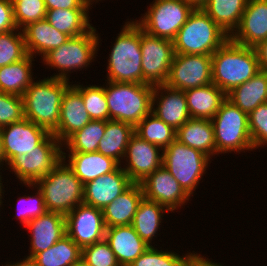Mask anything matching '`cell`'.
<instances>
[{"mask_svg": "<svg viewBox=\"0 0 267 266\" xmlns=\"http://www.w3.org/2000/svg\"><path fill=\"white\" fill-rule=\"evenodd\" d=\"M211 59L212 83L226 95L260 71L255 49L230 38L213 52Z\"/></svg>", "mask_w": 267, "mask_h": 266, "instance_id": "6da1fadb", "label": "cell"}, {"mask_svg": "<svg viewBox=\"0 0 267 266\" xmlns=\"http://www.w3.org/2000/svg\"><path fill=\"white\" fill-rule=\"evenodd\" d=\"M113 44L107 59L106 80L143 84L141 27L134 19L126 20Z\"/></svg>", "mask_w": 267, "mask_h": 266, "instance_id": "7a4b0ae2", "label": "cell"}, {"mask_svg": "<svg viewBox=\"0 0 267 266\" xmlns=\"http://www.w3.org/2000/svg\"><path fill=\"white\" fill-rule=\"evenodd\" d=\"M71 84L52 77L34 80L22 96L25 119L53 133L58 127L62 97Z\"/></svg>", "mask_w": 267, "mask_h": 266, "instance_id": "3957f363", "label": "cell"}, {"mask_svg": "<svg viewBox=\"0 0 267 266\" xmlns=\"http://www.w3.org/2000/svg\"><path fill=\"white\" fill-rule=\"evenodd\" d=\"M97 33V28L93 26L88 32L70 37L64 44L46 53L41 58L42 63L46 68L58 71L50 77L70 81L69 74L87 69L95 62L102 44Z\"/></svg>", "mask_w": 267, "mask_h": 266, "instance_id": "277c9868", "label": "cell"}, {"mask_svg": "<svg viewBox=\"0 0 267 266\" xmlns=\"http://www.w3.org/2000/svg\"><path fill=\"white\" fill-rule=\"evenodd\" d=\"M105 81L109 120L122 121L135 127L151 113L154 86Z\"/></svg>", "mask_w": 267, "mask_h": 266, "instance_id": "5b68a950", "label": "cell"}, {"mask_svg": "<svg viewBox=\"0 0 267 266\" xmlns=\"http://www.w3.org/2000/svg\"><path fill=\"white\" fill-rule=\"evenodd\" d=\"M229 38L201 8H194L173 40L174 54L212 55Z\"/></svg>", "mask_w": 267, "mask_h": 266, "instance_id": "8992f818", "label": "cell"}, {"mask_svg": "<svg viewBox=\"0 0 267 266\" xmlns=\"http://www.w3.org/2000/svg\"><path fill=\"white\" fill-rule=\"evenodd\" d=\"M34 185L41 191L47 211L66 216L83 203L84 184L63 159Z\"/></svg>", "mask_w": 267, "mask_h": 266, "instance_id": "52a82bcc", "label": "cell"}, {"mask_svg": "<svg viewBox=\"0 0 267 266\" xmlns=\"http://www.w3.org/2000/svg\"><path fill=\"white\" fill-rule=\"evenodd\" d=\"M216 144V156L254 151L248 126V114L226 99L211 119ZM248 150V151H247Z\"/></svg>", "mask_w": 267, "mask_h": 266, "instance_id": "ba28073f", "label": "cell"}, {"mask_svg": "<svg viewBox=\"0 0 267 266\" xmlns=\"http://www.w3.org/2000/svg\"><path fill=\"white\" fill-rule=\"evenodd\" d=\"M162 153V166L179 182L183 190L193 197L200 180L214 160L201 151L180 143L177 139L163 149Z\"/></svg>", "mask_w": 267, "mask_h": 266, "instance_id": "9c48e42d", "label": "cell"}, {"mask_svg": "<svg viewBox=\"0 0 267 266\" xmlns=\"http://www.w3.org/2000/svg\"><path fill=\"white\" fill-rule=\"evenodd\" d=\"M63 159V144L50 133L28 154L14 156L6 168L21 184H34L52 171Z\"/></svg>", "mask_w": 267, "mask_h": 266, "instance_id": "30bf717a", "label": "cell"}, {"mask_svg": "<svg viewBox=\"0 0 267 266\" xmlns=\"http://www.w3.org/2000/svg\"><path fill=\"white\" fill-rule=\"evenodd\" d=\"M135 22L150 35L174 40L194 7L185 0H153Z\"/></svg>", "mask_w": 267, "mask_h": 266, "instance_id": "8fae6325", "label": "cell"}, {"mask_svg": "<svg viewBox=\"0 0 267 266\" xmlns=\"http://www.w3.org/2000/svg\"><path fill=\"white\" fill-rule=\"evenodd\" d=\"M141 53L143 84H165L174 56L173 41L150 35L141 28Z\"/></svg>", "mask_w": 267, "mask_h": 266, "instance_id": "7c38bea8", "label": "cell"}, {"mask_svg": "<svg viewBox=\"0 0 267 266\" xmlns=\"http://www.w3.org/2000/svg\"><path fill=\"white\" fill-rule=\"evenodd\" d=\"M211 83V55L174 54L167 86L185 91Z\"/></svg>", "mask_w": 267, "mask_h": 266, "instance_id": "4fadbf2b", "label": "cell"}, {"mask_svg": "<svg viewBox=\"0 0 267 266\" xmlns=\"http://www.w3.org/2000/svg\"><path fill=\"white\" fill-rule=\"evenodd\" d=\"M66 235L81 249L105 239L103 211L81 203L65 216Z\"/></svg>", "mask_w": 267, "mask_h": 266, "instance_id": "5bb4252c", "label": "cell"}, {"mask_svg": "<svg viewBox=\"0 0 267 266\" xmlns=\"http://www.w3.org/2000/svg\"><path fill=\"white\" fill-rule=\"evenodd\" d=\"M162 152L160 147L141 139L134 133L129 139L124 161L120 165L132 183L140 184L162 166Z\"/></svg>", "mask_w": 267, "mask_h": 266, "instance_id": "9a60e30c", "label": "cell"}, {"mask_svg": "<svg viewBox=\"0 0 267 266\" xmlns=\"http://www.w3.org/2000/svg\"><path fill=\"white\" fill-rule=\"evenodd\" d=\"M140 184L145 199L165 206L171 213L192 200L164 166L156 169Z\"/></svg>", "mask_w": 267, "mask_h": 266, "instance_id": "2e32d148", "label": "cell"}, {"mask_svg": "<svg viewBox=\"0 0 267 266\" xmlns=\"http://www.w3.org/2000/svg\"><path fill=\"white\" fill-rule=\"evenodd\" d=\"M5 160L8 163L14 156L28 154L50 133L28 119L0 128Z\"/></svg>", "mask_w": 267, "mask_h": 266, "instance_id": "e0dca14e", "label": "cell"}, {"mask_svg": "<svg viewBox=\"0 0 267 266\" xmlns=\"http://www.w3.org/2000/svg\"><path fill=\"white\" fill-rule=\"evenodd\" d=\"M90 121L82 99V84L72 81L62 97L58 127L52 134L63 144Z\"/></svg>", "mask_w": 267, "mask_h": 266, "instance_id": "ac0fdd59", "label": "cell"}, {"mask_svg": "<svg viewBox=\"0 0 267 266\" xmlns=\"http://www.w3.org/2000/svg\"><path fill=\"white\" fill-rule=\"evenodd\" d=\"M24 228L30 232V246L28 255L24 258L32 259L37 253L47 250L66 235L65 215L46 211L39 217L29 221Z\"/></svg>", "mask_w": 267, "mask_h": 266, "instance_id": "d6986e66", "label": "cell"}, {"mask_svg": "<svg viewBox=\"0 0 267 266\" xmlns=\"http://www.w3.org/2000/svg\"><path fill=\"white\" fill-rule=\"evenodd\" d=\"M151 113L175 130L191 118L185 92L166 84L154 86Z\"/></svg>", "mask_w": 267, "mask_h": 266, "instance_id": "ffe728a7", "label": "cell"}, {"mask_svg": "<svg viewBox=\"0 0 267 266\" xmlns=\"http://www.w3.org/2000/svg\"><path fill=\"white\" fill-rule=\"evenodd\" d=\"M131 184L132 181L120 165L115 171L84 184L83 203L103 210Z\"/></svg>", "mask_w": 267, "mask_h": 266, "instance_id": "44dd1931", "label": "cell"}, {"mask_svg": "<svg viewBox=\"0 0 267 266\" xmlns=\"http://www.w3.org/2000/svg\"><path fill=\"white\" fill-rule=\"evenodd\" d=\"M230 39L248 47L267 39V0H248L240 24Z\"/></svg>", "mask_w": 267, "mask_h": 266, "instance_id": "7402d4cb", "label": "cell"}, {"mask_svg": "<svg viewBox=\"0 0 267 266\" xmlns=\"http://www.w3.org/2000/svg\"><path fill=\"white\" fill-rule=\"evenodd\" d=\"M105 240L120 266H130L150 246L141 239L132 225L107 227Z\"/></svg>", "mask_w": 267, "mask_h": 266, "instance_id": "603a6c76", "label": "cell"}, {"mask_svg": "<svg viewBox=\"0 0 267 266\" xmlns=\"http://www.w3.org/2000/svg\"><path fill=\"white\" fill-rule=\"evenodd\" d=\"M63 160L83 183L115 171L120 164L99 152H63Z\"/></svg>", "mask_w": 267, "mask_h": 266, "instance_id": "cb8c5ba5", "label": "cell"}, {"mask_svg": "<svg viewBox=\"0 0 267 266\" xmlns=\"http://www.w3.org/2000/svg\"><path fill=\"white\" fill-rule=\"evenodd\" d=\"M143 198L144 194L141 184L132 183L102 210L105 227L132 224L134 215Z\"/></svg>", "mask_w": 267, "mask_h": 266, "instance_id": "d4e9b609", "label": "cell"}, {"mask_svg": "<svg viewBox=\"0 0 267 266\" xmlns=\"http://www.w3.org/2000/svg\"><path fill=\"white\" fill-rule=\"evenodd\" d=\"M27 53L36 58H41L50 50L64 44L70 37L56 30L46 19L34 22L23 30Z\"/></svg>", "mask_w": 267, "mask_h": 266, "instance_id": "484cf974", "label": "cell"}, {"mask_svg": "<svg viewBox=\"0 0 267 266\" xmlns=\"http://www.w3.org/2000/svg\"><path fill=\"white\" fill-rule=\"evenodd\" d=\"M184 92L191 118L211 120L227 99V95L213 83Z\"/></svg>", "mask_w": 267, "mask_h": 266, "instance_id": "4316f807", "label": "cell"}, {"mask_svg": "<svg viewBox=\"0 0 267 266\" xmlns=\"http://www.w3.org/2000/svg\"><path fill=\"white\" fill-rule=\"evenodd\" d=\"M176 139L201 151L210 159L216 156L214 129L209 119L190 118L176 130Z\"/></svg>", "mask_w": 267, "mask_h": 266, "instance_id": "83f0119b", "label": "cell"}, {"mask_svg": "<svg viewBox=\"0 0 267 266\" xmlns=\"http://www.w3.org/2000/svg\"><path fill=\"white\" fill-rule=\"evenodd\" d=\"M171 213L165 206L147 200L145 198L140 202L137 212L132 221V227L136 233L144 240L149 246H153V240L158 236L160 227L164 223V214ZM155 237V238H154Z\"/></svg>", "mask_w": 267, "mask_h": 266, "instance_id": "f1b7e54d", "label": "cell"}, {"mask_svg": "<svg viewBox=\"0 0 267 266\" xmlns=\"http://www.w3.org/2000/svg\"><path fill=\"white\" fill-rule=\"evenodd\" d=\"M231 101L243 112L249 114L260 104L267 102V73L257 72L251 79L227 94Z\"/></svg>", "mask_w": 267, "mask_h": 266, "instance_id": "f546056e", "label": "cell"}, {"mask_svg": "<svg viewBox=\"0 0 267 266\" xmlns=\"http://www.w3.org/2000/svg\"><path fill=\"white\" fill-rule=\"evenodd\" d=\"M34 61V57L28 54L18 62L0 67V91L23 96L25 90L37 78L33 77Z\"/></svg>", "mask_w": 267, "mask_h": 266, "instance_id": "4dcf8cb0", "label": "cell"}, {"mask_svg": "<svg viewBox=\"0 0 267 266\" xmlns=\"http://www.w3.org/2000/svg\"><path fill=\"white\" fill-rule=\"evenodd\" d=\"M248 0H207L201 9L229 36L238 28Z\"/></svg>", "mask_w": 267, "mask_h": 266, "instance_id": "1f68e13d", "label": "cell"}, {"mask_svg": "<svg viewBox=\"0 0 267 266\" xmlns=\"http://www.w3.org/2000/svg\"><path fill=\"white\" fill-rule=\"evenodd\" d=\"M134 134V127L122 121H106L105 133L99 142L97 152L116 160L123 161L129 139Z\"/></svg>", "mask_w": 267, "mask_h": 266, "instance_id": "d6a6232c", "label": "cell"}, {"mask_svg": "<svg viewBox=\"0 0 267 266\" xmlns=\"http://www.w3.org/2000/svg\"><path fill=\"white\" fill-rule=\"evenodd\" d=\"M89 10L91 9H51L47 10L45 19L56 30L69 37L88 32L92 27Z\"/></svg>", "mask_w": 267, "mask_h": 266, "instance_id": "836d02e7", "label": "cell"}, {"mask_svg": "<svg viewBox=\"0 0 267 266\" xmlns=\"http://www.w3.org/2000/svg\"><path fill=\"white\" fill-rule=\"evenodd\" d=\"M82 249L67 235L31 260L37 266H75L81 261Z\"/></svg>", "mask_w": 267, "mask_h": 266, "instance_id": "e575fe53", "label": "cell"}, {"mask_svg": "<svg viewBox=\"0 0 267 266\" xmlns=\"http://www.w3.org/2000/svg\"><path fill=\"white\" fill-rule=\"evenodd\" d=\"M106 128V121L91 120L63 143V152H97Z\"/></svg>", "mask_w": 267, "mask_h": 266, "instance_id": "d590c367", "label": "cell"}, {"mask_svg": "<svg viewBox=\"0 0 267 266\" xmlns=\"http://www.w3.org/2000/svg\"><path fill=\"white\" fill-rule=\"evenodd\" d=\"M134 133L141 139L152 143L162 150L176 139V130L157 118L153 113L145 116L135 127Z\"/></svg>", "mask_w": 267, "mask_h": 266, "instance_id": "8d00e7d4", "label": "cell"}, {"mask_svg": "<svg viewBox=\"0 0 267 266\" xmlns=\"http://www.w3.org/2000/svg\"><path fill=\"white\" fill-rule=\"evenodd\" d=\"M160 248L159 250L155 245L150 246L130 266H189L199 254L193 250L181 256L173 250L162 251L164 249Z\"/></svg>", "mask_w": 267, "mask_h": 266, "instance_id": "74e56055", "label": "cell"}, {"mask_svg": "<svg viewBox=\"0 0 267 266\" xmlns=\"http://www.w3.org/2000/svg\"><path fill=\"white\" fill-rule=\"evenodd\" d=\"M19 30L0 32V67L18 62L28 55L23 31Z\"/></svg>", "mask_w": 267, "mask_h": 266, "instance_id": "f35d334b", "label": "cell"}, {"mask_svg": "<svg viewBox=\"0 0 267 266\" xmlns=\"http://www.w3.org/2000/svg\"><path fill=\"white\" fill-rule=\"evenodd\" d=\"M22 186H26L28 189L30 188L33 191L37 189L36 193H32L33 195H19L17 199L18 209L15 213L16 216H13L16 217L20 221L19 223H21V225L24 227L32 219L44 214L47 209L45 207L43 195L38 187H36L34 184H22Z\"/></svg>", "mask_w": 267, "mask_h": 266, "instance_id": "ab89813d", "label": "cell"}, {"mask_svg": "<svg viewBox=\"0 0 267 266\" xmlns=\"http://www.w3.org/2000/svg\"><path fill=\"white\" fill-rule=\"evenodd\" d=\"M82 99L91 120H109L104 85L82 84Z\"/></svg>", "mask_w": 267, "mask_h": 266, "instance_id": "60d3db41", "label": "cell"}, {"mask_svg": "<svg viewBox=\"0 0 267 266\" xmlns=\"http://www.w3.org/2000/svg\"><path fill=\"white\" fill-rule=\"evenodd\" d=\"M14 20L23 30L31 23L45 19L47 9L44 0H20L13 5Z\"/></svg>", "mask_w": 267, "mask_h": 266, "instance_id": "b9f144b4", "label": "cell"}, {"mask_svg": "<svg viewBox=\"0 0 267 266\" xmlns=\"http://www.w3.org/2000/svg\"><path fill=\"white\" fill-rule=\"evenodd\" d=\"M81 261L88 266H120L105 239L82 248Z\"/></svg>", "mask_w": 267, "mask_h": 266, "instance_id": "7bdbcfd3", "label": "cell"}, {"mask_svg": "<svg viewBox=\"0 0 267 266\" xmlns=\"http://www.w3.org/2000/svg\"><path fill=\"white\" fill-rule=\"evenodd\" d=\"M248 126L254 150L267 146V102L248 114ZM260 147V148H259Z\"/></svg>", "mask_w": 267, "mask_h": 266, "instance_id": "ee69618b", "label": "cell"}, {"mask_svg": "<svg viewBox=\"0 0 267 266\" xmlns=\"http://www.w3.org/2000/svg\"><path fill=\"white\" fill-rule=\"evenodd\" d=\"M24 118L23 97L0 91V128Z\"/></svg>", "mask_w": 267, "mask_h": 266, "instance_id": "f6af8a7d", "label": "cell"}, {"mask_svg": "<svg viewBox=\"0 0 267 266\" xmlns=\"http://www.w3.org/2000/svg\"><path fill=\"white\" fill-rule=\"evenodd\" d=\"M47 10L51 9H92L94 0H44Z\"/></svg>", "mask_w": 267, "mask_h": 266, "instance_id": "bcb514c9", "label": "cell"}, {"mask_svg": "<svg viewBox=\"0 0 267 266\" xmlns=\"http://www.w3.org/2000/svg\"><path fill=\"white\" fill-rule=\"evenodd\" d=\"M17 29L13 5L8 0H0V32Z\"/></svg>", "mask_w": 267, "mask_h": 266, "instance_id": "7dc6e473", "label": "cell"}, {"mask_svg": "<svg viewBox=\"0 0 267 266\" xmlns=\"http://www.w3.org/2000/svg\"><path fill=\"white\" fill-rule=\"evenodd\" d=\"M260 71L267 73V39L259 42L255 47Z\"/></svg>", "mask_w": 267, "mask_h": 266, "instance_id": "c3c4849f", "label": "cell"}, {"mask_svg": "<svg viewBox=\"0 0 267 266\" xmlns=\"http://www.w3.org/2000/svg\"><path fill=\"white\" fill-rule=\"evenodd\" d=\"M189 266H224V264H221L220 262L216 263L212 259L210 260L206 256L204 257V255L202 256V254L199 253L189 264Z\"/></svg>", "mask_w": 267, "mask_h": 266, "instance_id": "681fc988", "label": "cell"}, {"mask_svg": "<svg viewBox=\"0 0 267 266\" xmlns=\"http://www.w3.org/2000/svg\"><path fill=\"white\" fill-rule=\"evenodd\" d=\"M20 260L17 261L16 263L15 262L12 263V261L11 262L8 261V262H5L4 265L1 263V265L2 266H37L31 259L21 258Z\"/></svg>", "mask_w": 267, "mask_h": 266, "instance_id": "f907efd6", "label": "cell"}, {"mask_svg": "<svg viewBox=\"0 0 267 266\" xmlns=\"http://www.w3.org/2000/svg\"><path fill=\"white\" fill-rule=\"evenodd\" d=\"M4 163H5V166H7V162L5 160V154H4V150H3L2 136L0 133V171L2 170L3 167H5Z\"/></svg>", "mask_w": 267, "mask_h": 266, "instance_id": "816d5d0a", "label": "cell"}, {"mask_svg": "<svg viewBox=\"0 0 267 266\" xmlns=\"http://www.w3.org/2000/svg\"><path fill=\"white\" fill-rule=\"evenodd\" d=\"M1 174H2V172L0 171V211H1V208L4 207L3 206V200H4V197L3 196H4V193H5V191H4V185H3V182H2L3 177H2Z\"/></svg>", "mask_w": 267, "mask_h": 266, "instance_id": "f5cc1de1", "label": "cell"}, {"mask_svg": "<svg viewBox=\"0 0 267 266\" xmlns=\"http://www.w3.org/2000/svg\"><path fill=\"white\" fill-rule=\"evenodd\" d=\"M189 4H191L194 8H201L207 0H185Z\"/></svg>", "mask_w": 267, "mask_h": 266, "instance_id": "db71d44e", "label": "cell"}, {"mask_svg": "<svg viewBox=\"0 0 267 266\" xmlns=\"http://www.w3.org/2000/svg\"><path fill=\"white\" fill-rule=\"evenodd\" d=\"M75 266H88V265H86L84 262L80 261Z\"/></svg>", "mask_w": 267, "mask_h": 266, "instance_id": "11a10c76", "label": "cell"}, {"mask_svg": "<svg viewBox=\"0 0 267 266\" xmlns=\"http://www.w3.org/2000/svg\"><path fill=\"white\" fill-rule=\"evenodd\" d=\"M12 5H14L17 1H20V0H8Z\"/></svg>", "mask_w": 267, "mask_h": 266, "instance_id": "9f6ffc18", "label": "cell"}, {"mask_svg": "<svg viewBox=\"0 0 267 266\" xmlns=\"http://www.w3.org/2000/svg\"><path fill=\"white\" fill-rule=\"evenodd\" d=\"M96 3H98V2H101V1H103V0H94Z\"/></svg>", "mask_w": 267, "mask_h": 266, "instance_id": "6f0895ef", "label": "cell"}]
</instances>
